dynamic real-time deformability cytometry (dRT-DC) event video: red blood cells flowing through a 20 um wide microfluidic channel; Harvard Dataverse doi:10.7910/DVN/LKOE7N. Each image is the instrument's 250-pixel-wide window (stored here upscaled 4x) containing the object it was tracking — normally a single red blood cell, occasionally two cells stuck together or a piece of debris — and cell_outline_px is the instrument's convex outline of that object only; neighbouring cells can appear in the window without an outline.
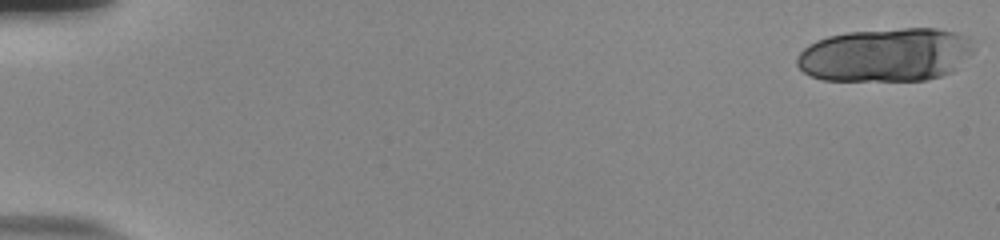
{"species": "human", "species_latin": "Homo sapiens", "temperature_condition": "room temperature", "stored_images_in_passage": 21, "camera_frame_rate_fps": 3000, "um_per_image_px": 0.085, "donor": {"sex": "male"}, "frame": {"image": 1, "passage_image": 1, "time_ms": 0.0, "image_size_px": [1000, 240], "cell_outline_px": [[976, 48], [952, 72], [940, 76], [924, 80], [824, 80], [812, 76], [804, 72], [796, 64], [796, 56], [808, 44], [816, 40], [828, 36], [848, 32], [904, 28], [936, 28], [956, 32], [968, 36]], "centroid_in_image_um": [75.29, 4.65], "position_along_channel_um": 9.7, "area_um2": 55.31}}
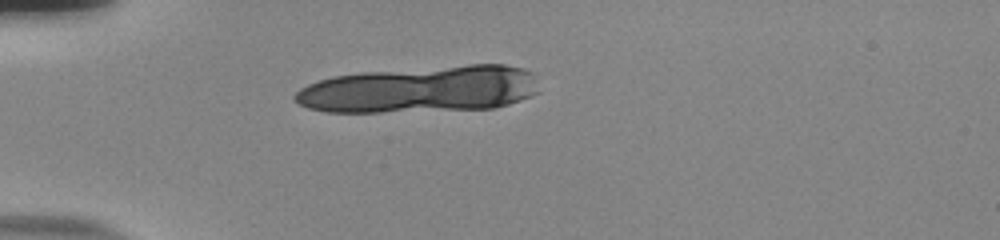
{"frame": {"image": 2, "passage_image": 16, "time_ms": 5.0, "image_size_px": [1000, 240], "cell_outline_px": [[540, 92], [532, 96], [508, 104], [492, 108], [380, 112], [324, 112], [308, 108], [292, 100], [292, 96], [300, 88], [308, 84], [332, 76], [360, 72], [468, 64], [504, 64], [524, 68], [532, 72]], "centroid_in_image_um": [35.72, 7.58], "position_along_channel_um": 49.3, "area_um2": 66.93}}